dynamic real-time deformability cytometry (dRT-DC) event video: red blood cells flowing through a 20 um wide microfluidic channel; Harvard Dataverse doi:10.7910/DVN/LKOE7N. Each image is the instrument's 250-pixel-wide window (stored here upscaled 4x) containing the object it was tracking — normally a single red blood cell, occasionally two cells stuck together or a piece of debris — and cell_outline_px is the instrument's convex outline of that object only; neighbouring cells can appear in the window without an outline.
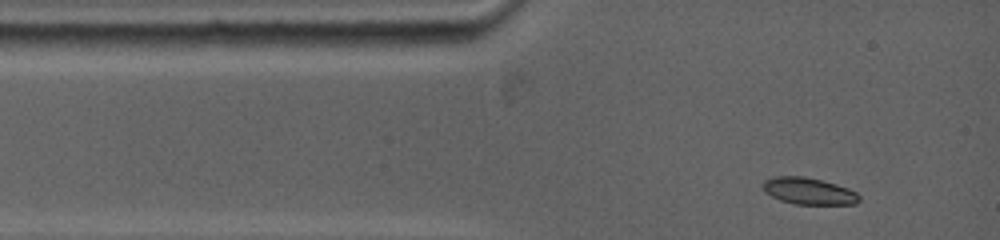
{"species": "common noctule bat (a hibernating species)", "species_latin": "Nyctalus noctula", "temperature_condition": "warm", "stored_images_in_passage": 11, "camera_frame_rate_fps": 5000, "um_per_image_px": 0.085, "animal": {"sex": "female", "body_mass_g": 19.0, "forearm_length_mm": 53.3}, "frame": {"image": 1, "passage_image": 1, "time_ms": 0.0, "image_size_px": [1000, 240], "cell_outline_px": [[860, 200], [856, 204], [796, 204], [780, 200], [764, 192], [764, 180], [772, 176], [804, 176], [836, 184], [848, 188], [856, 192], [860, 196]], "centroid_in_image_um": [68.75, 16.24], "position_along_channel_um": 16.3, "area_um2": 14.97}}
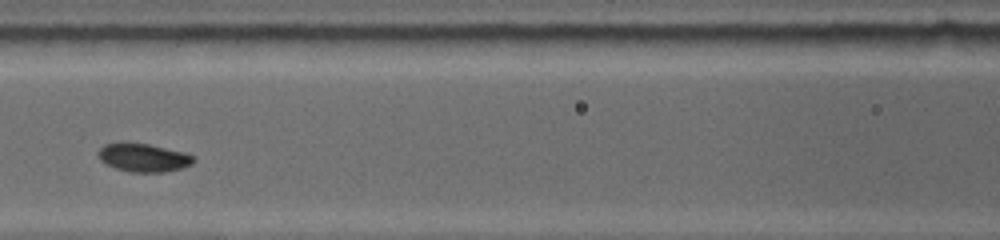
{"frame": {"image": 2, "passage_image": 7, "time_ms": 4.2, "image_size_px": [1000, 240], "cell_outline_px": [[196, 160], [192, 164], [180, 168], [164, 172], [128, 172], [104, 164], [96, 156], [96, 152], [104, 144], [120, 140], [124, 140], [148, 144], [184, 152], [196, 156]], "centroid_in_image_um": [12.12, 13.36], "position_along_channel_um": 154.5, "area_um2": 16.36}}
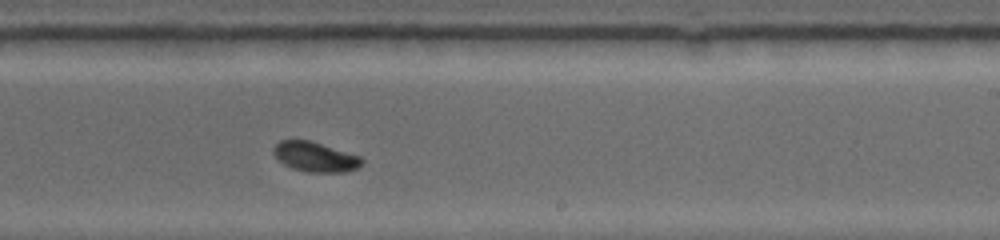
{"frame": {"image": 3, "passage_image": 11, "time_ms": 7.0, "image_size_px": [1000, 240], "cell_outline_px": [[364, 160], [356, 168], [348, 172], [308, 172], [292, 168], [284, 164], [272, 152], [272, 148], [280, 140], [308, 140], [360, 156]], "centroid_in_image_um": [26.77, 13.34], "position_along_channel_um": 262.2, "area_um2": 15.14}}